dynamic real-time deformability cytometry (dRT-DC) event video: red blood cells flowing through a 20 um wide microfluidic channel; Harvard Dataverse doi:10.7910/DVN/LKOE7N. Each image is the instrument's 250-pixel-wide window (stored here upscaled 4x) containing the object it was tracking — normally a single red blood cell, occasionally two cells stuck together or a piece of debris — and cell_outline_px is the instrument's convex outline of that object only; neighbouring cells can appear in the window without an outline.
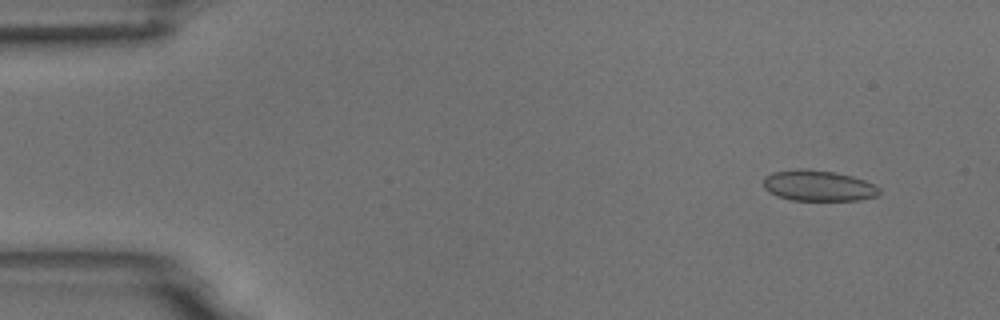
{"species": "common noctule bat (a hibernating species)", "species_latin": "Nyctalus noctula", "temperature_condition": "room temperature", "stored_images_in_passage": 5, "camera_frame_rate_fps": 3000, "um_per_image_px": 0.085, "animal": {"sex": "male", "body_mass_g": 18.8}, "frame": {"image": 1, "passage_image": 2, "time_ms": 0.333, "image_size_px": [1000, 320], "cell_outline_px": [[880, 192], [876, 196], [860, 200], [792, 200], [776, 196], [768, 192], [764, 188], [764, 176], [772, 172], [800, 168], [836, 172], [852, 176], [864, 180], [880, 188]], "centroid_in_image_um": [69.52, 15.78], "position_along_channel_um": 15.5, "area_um2": 20.87}}
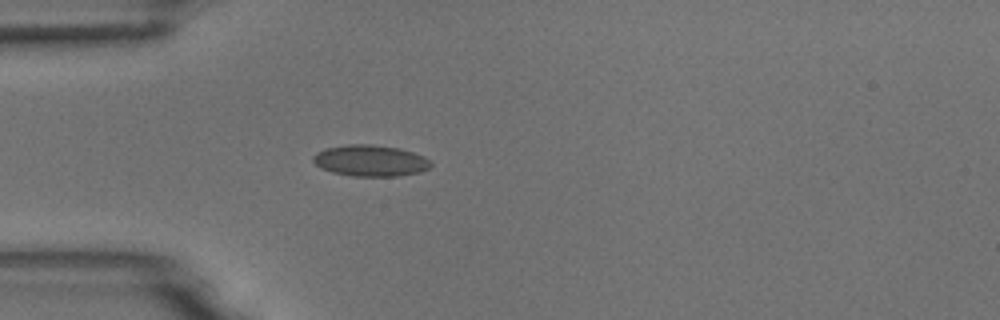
{"frame": {"image": 2, "passage_image": 5, "time_ms": 1.333, "image_size_px": [1000, 320], "cell_outline_px": [[432, 164], [428, 168], [420, 172], [396, 176], [352, 176], [332, 172], [320, 168], [312, 160], [312, 156], [316, 152], [328, 148], [348, 144], [372, 144], [400, 148], [424, 156], [432, 160]], "centroid_in_image_um": [31.49, 13.65], "position_along_channel_um": 53.5, "area_um2": 21.56}}